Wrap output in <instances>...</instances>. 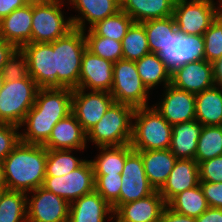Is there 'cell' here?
<instances>
[{
	"label": "cell",
	"mask_w": 222,
	"mask_h": 222,
	"mask_svg": "<svg viewBox=\"0 0 222 222\" xmlns=\"http://www.w3.org/2000/svg\"><path fill=\"white\" fill-rule=\"evenodd\" d=\"M72 93L71 88H39L33 107L20 125L26 128L20 133L21 142L43 145L55 124L72 113Z\"/></svg>",
	"instance_id": "cell-1"
},
{
	"label": "cell",
	"mask_w": 222,
	"mask_h": 222,
	"mask_svg": "<svg viewBox=\"0 0 222 222\" xmlns=\"http://www.w3.org/2000/svg\"><path fill=\"white\" fill-rule=\"evenodd\" d=\"M47 148L19 142L1 162L5 183L10 191H30L42 187L45 179Z\"/></svg>",
	"instance_id": "cell-2"
},
{
	"label": "cell",
	"mask_w": 222,
	"mask_h": 222,
	"mask_svg": "<svg viewBox=\"0 0 222 222\" xmlns=\"http://www.w3.org/2000/svg\"><path fill=\"white\" fill-rule=\"evenodd\" d=\"M130 145L134 151L169 149L172 125L154 108H136Z\"/></svg>",
	"instance_id": "cell-3"
},
{
	"label": "cell",
	"mask_w": 222,
	"mask_h": 222,
	"mask_svg": "<svg viewBox=\"0 0 222 222\" xmlns=\"http://www.w3.org/2000/svg\"><path fill=\"white\" fill-rule=\"evenodd\" d=\"M50 44L54 49L57 88H78L82 57L86 50L84 31L73 28Z\"/></svg>",
	"instance_id": "cell-4"
},
{
	"label": "cell",
	"mask_w": 222,
	"mask_h": 222,
	"mask_svg": "<svg viewBox=\"0 0 222 222\" xmlns=\"http://www.w3.org/2000/svg\"><path fill=\"white\" fill-rule=\"evenodd\" d=\"M134 110L132 106L114 102L86 133V139L96 144L95 147L130 144Z\"/></svg>",
	"instance_id": "cell-5"
},
{
	"label": "cell",
	"mask_w": 222,
	"mask_h": 222,
	"mask_svg": "<svg viewBox=\"0 0 222 222\" xmlns=\"http://www.w3.org/2000/svg\"><path fill=\"white\" fill-rule=\"evenodd\" d=\"M64 0H32V42L51 43L72 30L69 17L65 20L62 10Z\"/></svg>",
	"instance_id": "cell-6"
},
{
	"label": "cell",
	"mask_w": 222,
	"mask_h": 222,
	"mask_svg": "<svg viewBox=\"0 0 222 222\" xmlns=\"http://www.w3.org/2000/svg\"><path fill=\"white\" fill-rule=\"evenodd\" d=\"M38 89L30 75L24 79L4 81L0 91V123L20 126L35 103Z\"/></svg>",
	"instance_id": "cell-7"
},
{
	"label": "cell",
	"mask_w": 222,
	"mask_h": 222,
	"mask_svg": "<svg viewBox=\"0 0 222 222\" xmlns=\"http://www.w3.org/2000/svg\"><path fill=\"white\" fill-rule=\"evenodd\" d=\"M149 90L141 80L135 61L120 59L113 66V85L110 94L116 103L134 109L148 107Z\"/></svg>",
	"instance_id": "cell-8"
},
{
	"label": "cell",
	"mask_w": 222,
	"mask_h": 222,
	"mask_svg": "<svg viewBox=\"0 0 222 222\" xmlns=\"http://www.w3.org/2000/svg\"><path fill=\"white\" fill-rule=\"evenodd\" d=\"M213 0H176L173 17L181 34L203 35L217 18L222 4Z\"/></svg>",
	"instance_id": "cell-9"
},
{
	"label": "cell",
	"mask_w": 222,
	"mask_h": 222,
	"mask_svg": "<svg viewBox=\"0 0 222 222\" xmlns=\"http://www.w3.org/2000/svg\"><path fill=\"white\" fill-rule=\"evenodd\" d=\"M94 168L91 160L67 175L45 176L42 187L72 203L83 195L94 191Z\"/></svg>",
	"instance_id": "cell-10"
},
{
	"label": "cell",
	"mask_w": 222,
	"mask_h": 222,
	"mask_svg": "<svg viewBox=\"0 0 222 222\" xmlns=\"http://www.w3.org/2000/svg\"><path fill=\"white\" fill-rule=\"evenodd\" d=\"M157 55L172 73L187 63L205 60L204 37L177 31Z\"/></svg>",
	"instance_id": "cell-11"
},
{
	"label": "cell",
	"mask_w": 222,
	"mask_h": 222,
	"mask_svg": "<svg viewBox=\"0 0 222 222\" xmlns=\"http://www.w3.org/2000/svg\"><path fill=\"white\" fill-rule=\"evenodd\" d=\"M75 88L72 93V113L87 133L115 102L106 91H89Z\"/></svg>",
	"instance_id": "cell-12"
},
{
	"label": "cell",
	"mask_w": 222,
	"mask_h": 222,
	"mask_svg": "<svg viewBox=\"0 0 222 222\" xmlns=\"http://www.w3.org/2000/svg\"><path fill=\"white\" fill-rule=\"evenodd\" d=\"M30 192L33 195L27 197V222H68V201L43 187Z\"/></svg>",
	"instance_id": "cell-13"
},
{
	"label": "cell",
	"mask_w": 222,
	"mask_h": 222,
	"mask_svg": "<svg viewBox=\"0 0 222 222\" xmlns=\"http://www.w3.org/2000/svg\"><path fill=\"white\" fill-rule=\"evenodd\" d=\"M26 56L28 74L39 88H57L54 49L50 43H28L20 48Z\"/></svg>",
	"instance_id": "cell-14"
},
{
	"label": "cell",
	"mask_w": 222,
	"mask_h": 222,
	"mask_svg": "<svg viewBox=\"0 0 222 222\" xmlns=\"http://www.w3.org/2000/svg\"><path fill=\"white\" fill-rule=\"evenodd\" d=\"M121 175L119 205L145 198L155 191L149 184L142 157L137 151L133 150L126 157Z\"/></svg>",
	"instance_id": "cell-15"
},
{
	"label": "cell",
	"mask_w": 222,
	"mask_h": 222,
	"mask_svg": "<svg viewBox=\"0 0 222 222\" xmlns=\"http://www.w3.org/2000/svg\"><path fill=\"white\" fill-rule=\"evenodd\" d=\"M165 94V95H164ZM161 102L153 106L170 125L195 119V94L176 88L165 87Z\"/></svg>",
	"instance_id": "cell-16"
},
{
	"label": "cell",
	"mask_w": 222,
	"mask_h": 222,
	"mask_svg": "<svg viewBox=\"0 0 222 222\" xmlns=\"http://www.w3.org/2000/svg\"><path fill=\"white\" fill-rule=\"evenodd\" d=\"M171 84L190 93H200L216 85L213 63L207 60L190 62L171 73Z\"/></svg>",
	"instance_id": "cell-17"
},
{
	"label": "cell",
	"mask_w": 222,
	"mask_h": 222,
	"mask_svg": "<svg viewBox=\"0 0 222 222\" xmlns=\"http://www.w3.org/2000/svg\"><path fill=\"white\" fill-rule=\"evenodd\" d=\"M114 63L85 50L79 76L80 89L86 91H111L113 85Z\"/></svg>",
	"instance_id": "cell-18"
},
{
	"label": "cell",
	"mask_w": 222,
	"mask_h": 222,
	"mask_svg": "<svg viewBox=\"0 0 222 222\" xmlns=\"http://www.w3.org/2000/svg\"><path fill=\"white\" fill-rule=\"evenodd\" d=\"M166 203L158 190L151 195L119 205L114 210L115 222H159Z\"/></svg>",
	"instance_id": "cell-19"
},
{
	"label": "cell",
	"mask_w": 222,
	"mask_h": 222,
	"mask_svg": "<svg viewBox=\"0 0 222 222\" xmlns=\"http://www.w3.org/2000/svg\"><path fill=\"white\" fill-rule=\"evenodd\" d=\"M87 144L86 132L73 113L58 121L52 129L49 139L43 144L52 150H84Z\"/></svg>",
	"instance_id": "cell-20"
},
{
	"label": "cell",
	"mask_w": 222,
	"mask_h": 222,
	"mask_svg": "<svg viewBox=\"0 0 222 222\" xmlns=\"http://www.w3.org/2000/svg\"><path fill=\"white\" fill-rule=\"evenodd\" d=\"M31 27L32 0L0 20L1 39L20 49L25 44L32 43Z\"/></svg>",
	"instance_id": "cell-21"
},
{
	"label": "cell",
	"mask_w": 222,
	"mask_h": 222,
	"mask_svg": "<svg viewBox=\"0 0 222 222\" xmlns=\"http://www.w3.org/2000/svg\"><path fill=\"white\" fill-rule=\"evenodd\" d=\"M199 182L197 161L195 159H177L159 193L167 204L177 194L198 186Z\"/></svg>",
	"instance_id": "cell-22"
},
{
	"label": "cell",
	"mask_w": 222,
	"mask_h": 222,
	"mask_svg": "<svg viewBox=\"0 0 222 222\" xmlns=\"http://www.w3.org/2000/svg\"><path fill=\"white\" fill-rule=\"evenodd\" d=\"M107 214L114 218L112 206L94 190L70 203L68 222H105Z\"/></svg>",
	"instance_id": "cell-23"
},
{
	"label": "cell",
	"mask_w": 222,
	"mask_h": 222,
	"mask_svg": "<svg viewBox=\"0 0 222 222\" xmlns=\"http://www.w3.org/2000/svg\"><path fill=\"white\" fill-rule=\"evenodd\" d=\"M73 7L80 12L81 16H72L74 28L86 30L87 21L89 29L98 21L104 20L116 14L120 10V0H67ZM86 19V20H85Z\"/></svg>",
	"instance_id": "cell-24"
},
{
	"label": "cell",
	"mask_w": 222,
	"mask_h": 222,
	"mask_svg": "<svg viewBox=\"0 0 222 222\" xmlns=\"http://www.w3.org/2000/svg\"><path fill=\"white\" fill-rule=\"evenodd\" d=\"M137 152L142 157L149 184L159 191L166 183L177 158L170 149Z\"/></svg>",
	"instance_id": "cell-25"
},
{
	"label": "cell",
	"mask_w": 222,
	"mask_h": 222,
	"mask_svg": "<svg viewBox=\"0 0 222 222\" xmlns=\"http://www.w3.org/2000/svg\"><path fill=\"white\" fill-rule=\"evenodd\" d=\"M176 0H120V10L126 12L134 22L173 16Z\"/></svg>",
	"instance_id": "cell-26"
},
{
	"label": "cell",
	"mask_w": 222,
	"mask_h": 222,
	"mask_svg": "<svg viewBox=\"0 0 222 222\" xmlns=\"http://www.w3.org/2000/svg\"><path fill=\"white\" fill-rule=\"evenodd\" d=\"M202 127L196 119L172 125L169 149L177 159H195Z\"/></svg>",
	"instance_id": "cell-27"
},
{
	"label": "cell",
	"mask_w": 222,
	"mask_h": 222,
	"mask_svg": "<svg viewBox=\"0 0 222 222\" xmlns=\"http://www.w3.org/2000/svg\"><path fill=\"white\" fill-rule=\"evenodd\" d=\"M195 119L202 126H222V89L219 84L195 94Z\"/></svg>",
	"instance_id": "cell-28"
},
{
	"label": "cell",
	"mask_w": 222,
	"mask_h": 222,
	"mask_svg": "<svg viewBox=\"0 0 222 222\" xmlns=\"http://www.w3.org/2000/svg\"><path fill=\"white\" fill-rule=\"evenodd\" d=\"M101 151L91 163L94 174L121 175L126 157L133 151L130 144L98 147Z\"/></svg>",
	"instance_id": "cell-29"
},
{
	"label": "cell",
	"mask_w": 222,
	"mask_h": 222,
	"mask_svg": "<svg viewBox=\"0 0 222 222\" xmlns=\"http://www.w3.org/2000/svg\"><path fill=\"white\" fill-rule=\"evenodd\" d=\"M137 70L144 85L150 91L158 84L163 83V88L171 84V72L156 53H148L135 61Z\"/></svg>",
	"instance_id": "cell-30"
},
{
	"label": "cell",
	"mask_w": 222,
	"mask_h": 222,
	"mask_svg": "<svg viewBox=\"0 0 222 222\" xmlns=\"http://www.w3.org/2000/svg\"><path fill=\"white\" fill-rule=\"evenodd\" d=\"M166 205L177 213L194 218L209 208L200 185L177 194Z\"/></svg>",
	"instance_id": "cell-31"
},
{
	"label": "cell",
	"mask_w": 222,
	"mask_h": 222,
	"mask_svg": "<svg viewBox=\"0 0 222 222\" xmlns=\"http://www.w3.org/2000/svg\"><path fill=\"white\" fill-rule=\"evenodd\" d=\"M142 24L145 28L150 53L158 54L177 32L173 16L148 20Z\"/></svg>",
	"instance_id": "cell-32"
},
{
	"label": "cell",
	"mask_w": 222,
	"mask_h": 222,
	"mask_svg": "<svg viewBox=\"0 0 222 222\" xmlns=\"http://www.w3.org/2000/svg\"><path fill=\"white\" fill-rule=\"evenodd\" d=\"M123 59L137 61L150 53L144 25L133 22L121 41Z\"/></svg>",
	"instance_id": "cell-33"
},
{
	"label": "cell",
	"mask_w": 222,
	"mask_h": 222,
	"mask_svg": "<svg viewBox=\"0 0 222 222\" xmlns=\"http://www.w3.org/2000/svg\"><path fill=\"white\" fill-rule=\"evenodd\" d=\"M27 196L22 191L7 190L0 201V222H27Z\"/></svg>",
	"instance_id": "cell-34"
},
{
	"label": "cell",
	"mask_w": 222,
	"mask_h": 222,
	"mask_svg": "<svg viewBox=\"0 0 222 222\" xmlns=\"http://www.w3.org/2000/svg\"><path fill=\"white\" fill-rule=\"evenodd\" d=\"M222 155V126H203L197 142L195 160L199 164Z\"/></svg>",
	"instance_id": "cell-35"
},
{
	"label": "cell",
	"mask_w": 222,
	"mask_h": 222,
	"mask_svg": "<svg viewBox=\"0 0 222 222\" xmlns=\"http://www.w3.org/2000/svg\"><path fill=\"white\" fill-rule=\"evenodd\" d=\"M72 153L69 149H47L45 176L67 175L86 161L76 158Z\"/></svg>",
	"instance_id": "cell-36"
},
{
	"label": "cell",
	"mask_w": 222,
	"mask_h": 222,
	"mask_svg": "<svg viewBox=\"0 0 222 222\" xmlns=\"http://www.w3.org/2000/svg\"><path fill=\"white\" fill-rule=\"evenodd\" d=\"M133 19L124 11L98 21L90 29L97 35L121 42L133 23Z\"/></svg>",
	"instance_id": "cell-37"
},
{
	"label": "cell",
	"mask_w": 222,
	"mask_h": 222,
	"mask_svg": "<svg viewBox=\"0 0 222 222\" xmlns=\"http://www.w3.org/2000/svg\"><path fill=\"white\" fill-rule=\"evenodd\" d=\"M86 49L94 55L116 63L123 59L122 43L111 38L97 36L91 29L84 31Z\"/></svg>",
	"instance_id": "cell-38"
},
{
	"label": "cell",
	"mask_w": 222,
	"mask_h": 222,
	"mask_svg": "<svg viewBox=\"0 0 222 222\" xmlns=\"http://www.w3.org/2000/svg\"><path fill=\"white\" fill-rule=\"evenodd\" d=\"M94 190L115 210L119 206L122 175L94 174Z\"/></svg>",
	"instance_id": "cell-39"
},
{
	"label": "cell",
	"mask_w": 222,
	"mask_h": 222,
	"mask_svg": "<svg viewBox=\"0 0 222 222\" xmlns=\"http://www.w3.org/2000/svg\"><path fill=\"white\" fill-rule=\"evenodd\" d=\"M205 60L214 63L222 58V22L216 18L204 32Z\"/></svg>",
	"instance_id": "cell-40"
},
{
	"label": "cell",
	"mask_w": 222,
	"mask_h": 222,
	"mask_svg": "<svg viewBox=\"0 0 222 222\" xmlns=\"http://www.w3.org/2000/svg\"><path fill=\"white\" fill-rule=\"evenodd\" d=\"M2 75L5 81L26 78L28 74L27 59L21 49H17L3 65Z\"/></svg>",
	"instance_id": "cell-41"
},
{
	"label": "cell",
	"mask_w": 222,
	"mask_h": 222,
	"mask_svg": "<svg viewBox=\"0 0 222 222\" xmlns=\"http://www.w3.org/2000/svg\"><path fill=\"white\" fill-rule=\"evenodd\" d=\"M20 126L0 123V163L12 152L21 141Z\"/></svg>",
	"instance_id": "cell-42"
},
{
	"label": "cell",
	"mask_w": 222,
	"mask_h": 222,
	"mask_svg": "<svg viewBox=\"0 0 222 222\" xmlns=\"http://www.w3.org/2000/svg\"><path fill=\"white\" fill-rule=\"evenodd\" d=\"M198 167L200 181L222 182V155L200 162Z\"/></svg>",
	"instance_id": "cell-43"
},
{
	"label": "cell",
	"mask_w": 222,
	"mask_h": 222,
	"mask_svg": "<svg viewBox=\"0 0 222 222\" xmlns=\"http://www.w3.org/2000/svg\"><path fill=\"white\" fill-rule=\"evenodd\" d=\"M199 185L207 199L209 207L222 209V182L211 183L200 181Z\"/></svg>",
	"instance_id": "cell-44"
},
{
	"label": "cell",
	"mask_w": 222,
	"mask_h": 222,
	"mask_svg": "<svg viewBox=\"0 0 222 222\" xmlns=\"http://www.w3.org/2000/svg\"><path fill=\"white\" fill-rule=\"evenodd\" d=\"M159 222H197V219L177 213L166 205L161 213Z\"/></svg>",
	"instance_id": "cell-45"
},
{
	"label": "cell",
	"mask_w": 222,
	"mask_h": 222,
	"mask_svg": "<svg viewBox=\"0 0 222 222\" xmlns=\"http://www.w3.org/2000/svg\"><path fill=\"white\" fill-rule=\"evenodd\" d=\"M31 0H0V20L12 11L28 4Z\"/></svg>",
	"instance_id": "cell-46"
},
{
	"label": "cell",
	"mask_w": 222,
	"mask_h": 222,
	"mask_svg": "<svg viewBox=\"0 0 222 222\" xmlns=\"http://www.w3.org/2000/svg\"><path fill=\"white\" fill-rule=\"evenodd\" d=\"M196 219L197 222H222V209L209 207Z\"/></svg>",
	"instance_id": "cell-47"
},
{
	"label": "cell",
	"mask_w": 222,
	"mask_h": 222,
	"mask_svg": "<svg viewBox=\"0 0 222 222\" xmlns=\"http://www.w3.org/2000/svg\"><path fill=\"white\" fill-rule=\"evenodd\" d=\"M17 49L12 43L6 42L3 39L0 40V72H2L3 65Z\"/></svg>",
	"instance_id": "cell-48"
},
{
	"label": "cell",
	"mask_w": 222,
	"mask_h": 222,
	"mask_svg": "<svg viewBox=\"0 0 222 222\" xmlns=\"http://www.w3.org/2000/svg\"><path fill=\"white\" fill-rule=\"evenodd\" d=\"M213 70L216 84L222 83V58L213 63Z\"/></svg>",
	"instance_id": "cell-49"
},
{
	"label": "cell",
	"mask_w": 222,
	"mask_h": 222,
	"mask_svg": "<svg viewBox=\"0 0 222 222\" xmlns=\"http://www.w3.org/2000/svg\"><path fill=\"white\" fill-rule=\"evenodd\" d=\"M0 187H7L5 183V178H4V173H3V168L0 163Z\"/></svg>",
	"instance_id": "cell-50"
},
{
	"label": "cell",
	"mask_w": 222,
	"mask_h": 222,
	"mask_svg": "<svg viewBox=\"0 0 222 222\" xmlns=\"http://www.w3.org/2000/svg\"><path fill=\"white\" fill-rule=\"evenodd\" d=\"M7 187H0V201H1V198L2 196L4 195V193L7 191Z\"/></svg>",
	"instance_id": "cell-51"
},
{
	"label": "cell",
	"mask_w": 222,
	"mask_h": 222,
	"mask_svg": "<svg viewBox=\"0 0 222 222\" xmlns=\"http://www.w3.org/2000/svg\"><path fill=\"white\" fill-rule=\"evenodd\" d=\"M217 18L222 22V5L219 8V11L217 13Z\"/></svg>",
	"instance_id": "cell-52"
},
{
	"label": "cell",
	"mask_w": 222,
	"mask_h": 222,
	"mask_svg": "<svg viewBox=\"0 0 222 222\" xmlns=\"http://www.w3.org/2000/svg\"><path fill=\"white\" fill-rule=\"evenodd\" d=\"M4 77H3V75H2V73L0 72V91L2 90V88H3V84H4Z\"/></svg>",
	"instance_id": "cell-53"
}]
</instances>
